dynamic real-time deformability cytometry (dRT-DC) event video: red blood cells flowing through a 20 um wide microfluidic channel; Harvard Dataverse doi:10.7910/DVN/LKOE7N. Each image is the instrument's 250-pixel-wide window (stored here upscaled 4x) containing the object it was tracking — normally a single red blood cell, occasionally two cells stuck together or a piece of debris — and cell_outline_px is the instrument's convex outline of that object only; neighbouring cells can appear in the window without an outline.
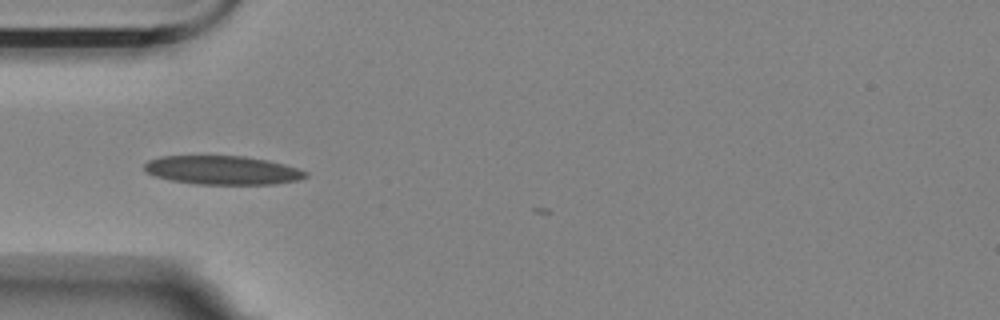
{"species": "Egyptian fruit bat (a non-hibernating species)", "species_latin": "Rousettus aegyptiacus", "temperature_condition": "room temperature", "stored_images_in_passage": 2, "camera_frame_rate_fps": 3000, "um_per_image_px": 0.085, "animal": {"sex": "female"}, "frame": {"image": 1, "passage_image": 1, "time_ms": 0.0, "image_size_px": [1000, 320], "cell_outline_px": [[308, 176], [300, 180], [276, 184], [196, 184], [172, 180], [156, 176], [144, 172], [144, 164], [148, 160], [160, 156], [244, 156], [268, 160], [284, 164], [308, 172]], "centroid_in_image_um": [18.92, 14.46], "position_along_channel_um": 66.1, "area_um2": 27.11}}